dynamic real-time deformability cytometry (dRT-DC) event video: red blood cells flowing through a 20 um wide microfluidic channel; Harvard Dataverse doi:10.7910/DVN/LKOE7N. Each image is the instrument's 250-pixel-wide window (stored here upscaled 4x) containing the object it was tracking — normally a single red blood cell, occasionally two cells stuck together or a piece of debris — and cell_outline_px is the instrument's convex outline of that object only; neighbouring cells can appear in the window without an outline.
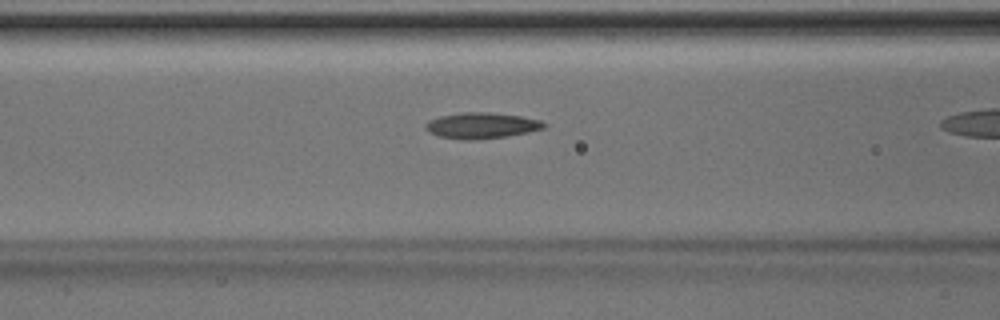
{"species": "Egyptian fruit bat (a non-hibernating species)", "species_latin": "Rousettus aegyptiacus", "temperature_condition": "room temperature", "stored_images_in_passage": 7, "camera_frame_rate_fps": 3000, "um_per_image_px": 0.085, "animal": {"sex": "male"}, "frame": {"image": 1, "passage_image": 6, "time_ms": 1.667, "image_size_px": [1000, 320], "cell_outline_px": [[548, 124], [544, 128], [528, 132], [508, 136], [476, 140], [472, 140], [440, 136], [428, 132], [424, 128], [424, 124], [428, 120], [440, 116], [464, 112], [488, 112], [520, 116], [540, 120]], "centroid_in_image_um": [40.92, 10.67], "position_along_channel_um": 125.7, "area_um2": 17.86}}